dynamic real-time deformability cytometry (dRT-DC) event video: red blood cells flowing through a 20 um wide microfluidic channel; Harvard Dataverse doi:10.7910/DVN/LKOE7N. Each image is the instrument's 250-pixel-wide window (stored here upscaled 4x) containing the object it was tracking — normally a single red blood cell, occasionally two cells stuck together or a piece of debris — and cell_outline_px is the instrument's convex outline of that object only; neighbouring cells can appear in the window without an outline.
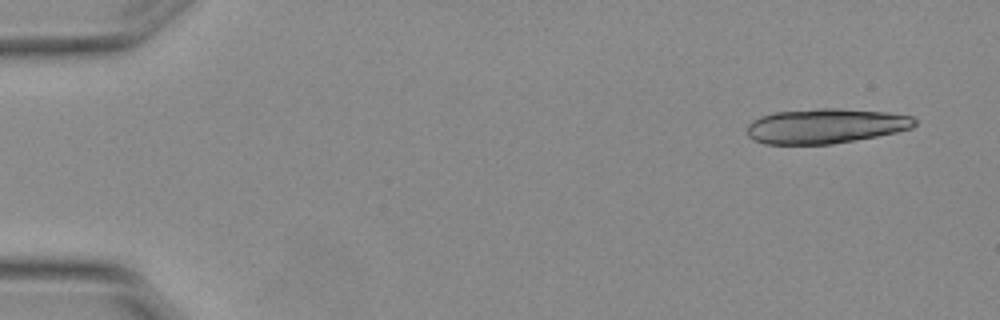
{"species": "Egyptian fruit bat (a non-hibernating species)", "species_latin": "Rousettus aegyptiacus", "temperature_condition": "warm", "stored_images_in_passage": 6, "camera_frame_rate_fps": 3000, "um_per_image_px": 0.085, "animal": {"sex": "female"}, "frame": {"image": 1, "passage_image": 1, "time_ms": 0.0, "image_size_px": [1000, 320], "cell_outline_px": [[916, 124], [912, 128], [896, 132], [876, 136], [832, 144], [764, 144], [752, 140], [748, 136], [748, 124], [752, 120], [760, 116], [776, 112], [820, 108], [836, 108], [888, 112], [912, 116], [916, 120]], "centroid_in_image_um": [70.16, 10.71], "position_along_channel_um": 14.8, "area_um2": 34.1}}
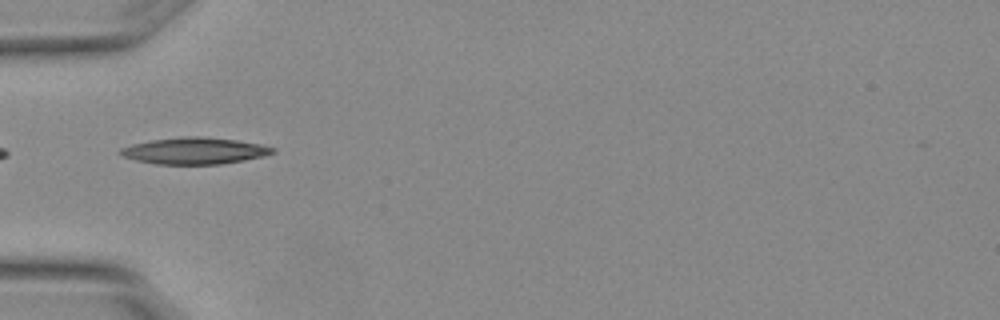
{"frame": {"image": 2, "passage_image": 5, "time_ms": 1.333, "image_size_px": [1000, 320], "cell_outline_px": [[276, 152], [264, 156], [244, 160], [220, 164], [156, 164], [136, 160], [124, 156], [116, 152], [120, 148], [132, 144], [152, 140], [180, 136], [204, 136], [236, 140], [260, 144], [276, 148]], "centroid_in_image_um": [16.54, 12.81], "position_along_channel_um": 68.5, "area_um2": 23.7}}
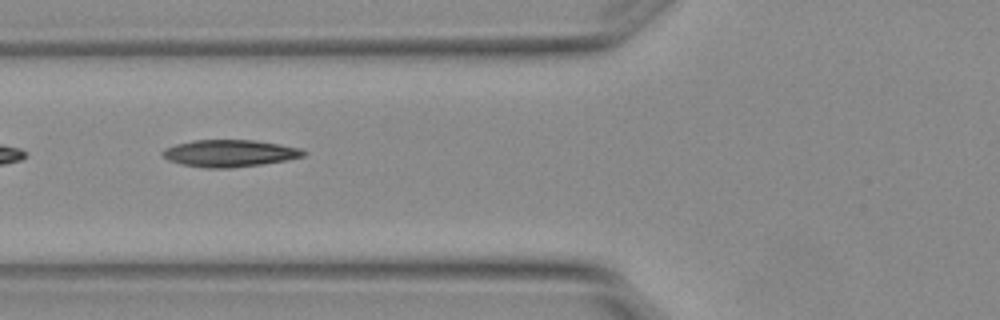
{"frame": {"image": 3, "passage_image": 6, "time_ms": 1.667, "image_size_px": [1000, 320], "cell_outline_px": [[308, 152], [304, 156], [284, 160], [260, 164], [228, 168], [204, 168], [180, 164], [168, 160], [160, 152], [164, 148], [176, 144], [192, 140], [256, 140], [280, 144], [300, 148]], "centroid_in_image_um": [19.49, 13.02], "position_along_channel_um": 106.3, "area_um2": 22.2}}